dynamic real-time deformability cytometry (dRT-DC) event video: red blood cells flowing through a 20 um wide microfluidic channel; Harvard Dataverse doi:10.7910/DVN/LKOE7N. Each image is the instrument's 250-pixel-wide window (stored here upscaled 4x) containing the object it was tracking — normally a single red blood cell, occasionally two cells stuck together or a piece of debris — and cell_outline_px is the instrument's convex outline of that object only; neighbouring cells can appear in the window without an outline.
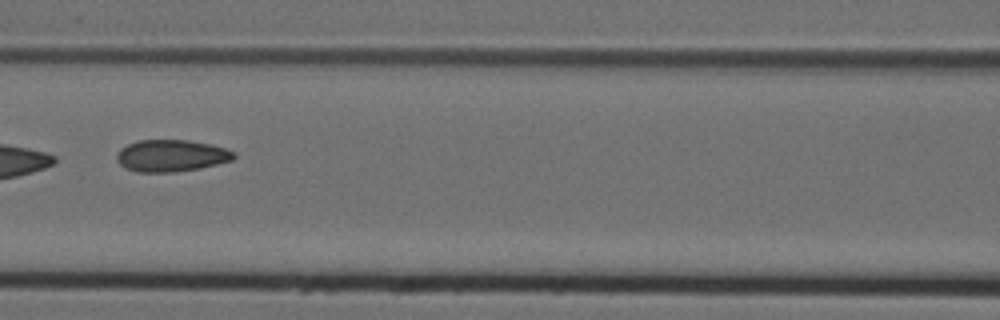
{"species": "Egyptian fruit bat (a non-hibernating species)", "species_latin": "Rousettus aegyptiacus", "temperature_condition": "cold", "stored_images_in_passage": 8, "camera_frame_rate_fps": 3000, "um_per_image_px": 0.085, "animal": {"sex": "female"}, "frame": {"image": 1, "passage_image": 7, "time_ms": 2.0, "image_size_px": [1000, 320], "cell_outline_px": [[236, 156], [232, 160], [200, 168], [176, 172], [136, 172], [124, 168], [116, 160], [116, 152], [120, 148], [128, 144], [140, 140], [188, 140], [212, 144], [236, 152]], "centroid_in_image_um": [14.53, 13.23], "position_along_channel_um": 152.1, "area_um2": 21.96}}